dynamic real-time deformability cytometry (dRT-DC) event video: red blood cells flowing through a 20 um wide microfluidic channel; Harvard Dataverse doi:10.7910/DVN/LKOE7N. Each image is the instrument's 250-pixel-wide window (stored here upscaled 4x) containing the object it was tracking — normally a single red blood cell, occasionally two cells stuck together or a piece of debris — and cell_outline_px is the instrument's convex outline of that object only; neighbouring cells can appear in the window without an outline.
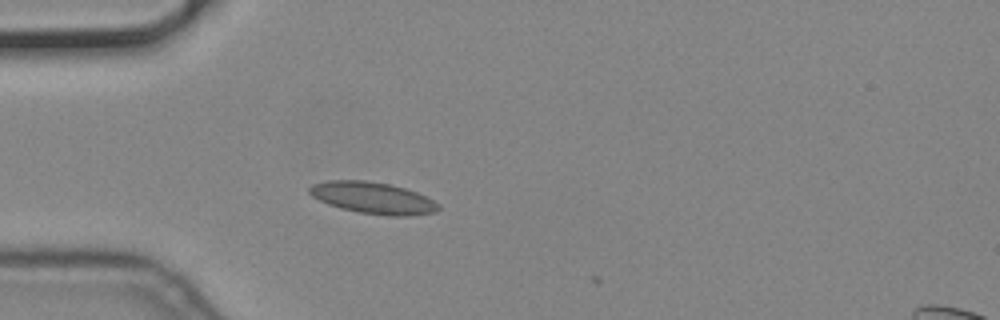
{"species": "common noctule bat (a hibernating species)", "species_latin": "Nyctalus noctula", "temperature_condition": "cold", "stored_images_in_passage": 3, "camera_frame_rate_fps": 3000, "um_per_image_px": 0.085, "animal": {"sex": "male", "body_mass_g": 19.2, "forearm_length_mm": 51.8}, "frame": {"image": 1, "passage_image": 2, "time_ms": 0.333, "image_size_px": [1000, 320], "cell_outline_px": [[440, 208], [436, 212], [408, 216], [388, 216], [360, 212], [340, 208], [328, 204], [312, 196], [308, 192], [308, 188], [312, 184], [328, 180], [364, 180], [388, 184], [404, 188], [416, 192], [440, 204]], "centroid_in_image_um": [31.68, 16.82], "position_along_channel_um": 53.3, "area_um2": 23.7}}